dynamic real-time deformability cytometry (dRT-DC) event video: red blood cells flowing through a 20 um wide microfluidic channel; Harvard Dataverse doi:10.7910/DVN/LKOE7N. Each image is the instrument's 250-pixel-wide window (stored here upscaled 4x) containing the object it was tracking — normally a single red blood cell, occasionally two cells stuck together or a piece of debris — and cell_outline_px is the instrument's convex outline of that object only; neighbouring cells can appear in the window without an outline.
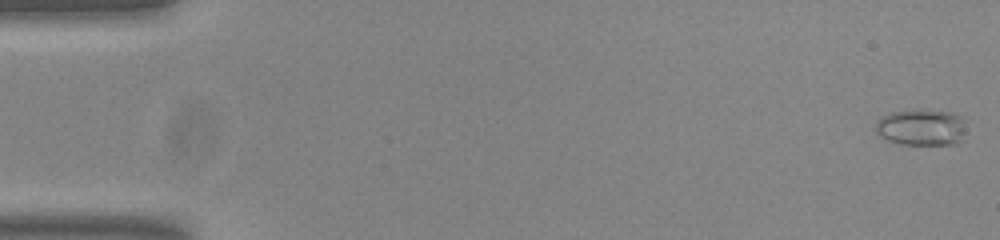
{"species": "common noctule bat (a hibernating species)", "species_latin": "Nyctalus noctula", "temperature_condition": "room temperature", "stored_images_in_passage": 55, "camera_frame_rate_fps": 3000, "um_per_image_px": 0.085, "animal": {"sex": "male", "body_mass_g": 20.0, "forearm_length_mm": 53.3}, "frame": {"image": 1, "passage_image": 1, "time_ms": 0.0, "image_size_px": [1000, 240], "cell_outline_px": [[968, 120], [964, 140], [956, 144], [900, 144], [888, 140], [880, 136], [876, 132], [876, 124], [884, 116], [892, 112], [920, 108], [952, 112]], "centroid_in_image_um": [78.43, 10.81], "position_along_channel_um": 6.6, "area_um2": 19.77}}
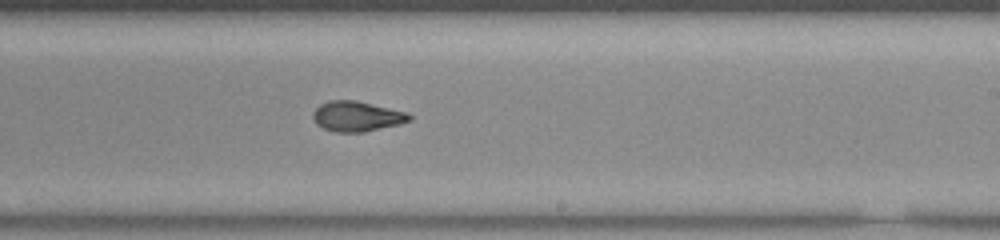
{"frame": {"image": 2, "passage_image": 33, "time_ms": 10.667, "image_size_px": [1000, 240], "cell_outline_px": [[412, 120], [400, 124], [364, 132], [336, 132], [324, 128], [316, 124], [312, 116], [312, 112], [320, 104], [328, 100], [356, 100], [408, 112], [412, 116]], "centroid_in_image_um": [30.34, 9.88], "position_along_channel_um": 258.7, "area_um2": 17.11}}
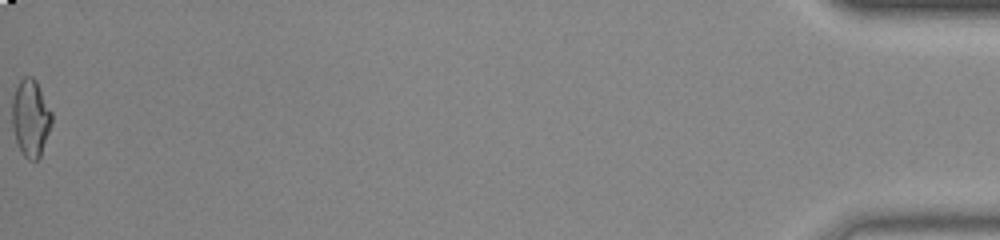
{"frame": {"image": 3, "passage_image": 55, "time_ms": 18.0, "image_size_px": [1000, 240], "cell_outline_px": [[52, 124], [40, 156], [36, 160], [28, 160], [24, 156], [16, 140], [12, 124], [12, 100], [16, 88], [20, 80], [24, 76], [32, 76], [36, 80], [52, 112]], "centroid_in_image_um": [2.61, 10.01], "position_along_channel_um": 432.6, "area_um2": 17.74}, "authors_computed_cell_mechanics": {"area_um2": 17.051, "velocity_mm_per_s": 3.7785, "shape_relaxation_time_tau1_ms": 10.6829, "shape_relaxation_time_tau2_ms": 1.8508, "deformation_change_tau1": 0.2299, "deformation_change_tau2": 0.0847}}